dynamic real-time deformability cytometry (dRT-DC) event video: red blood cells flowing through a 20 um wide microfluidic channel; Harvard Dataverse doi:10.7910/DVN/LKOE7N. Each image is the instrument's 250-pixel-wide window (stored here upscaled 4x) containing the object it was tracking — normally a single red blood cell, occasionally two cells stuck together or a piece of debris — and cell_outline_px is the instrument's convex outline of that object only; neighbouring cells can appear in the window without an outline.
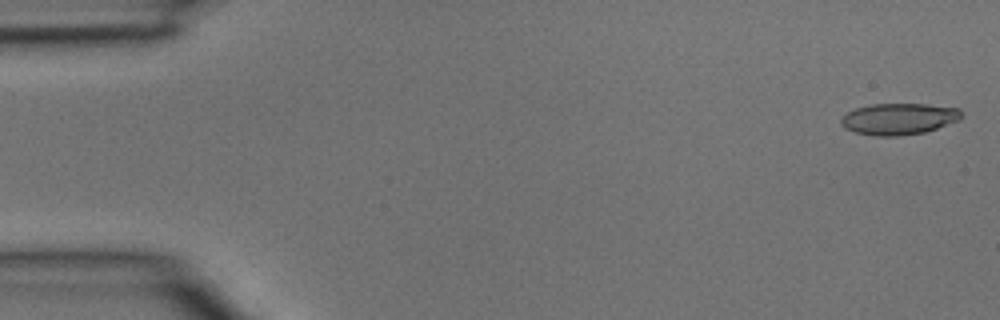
{"species": "common noctule bat (a hibernating species)", "species_latin": "Nyctalus noctula", "temperature_condition": "room temperature", "stored_images_in_passage": 3, "camera_frame_rate_fps": 3000, "um_per_image_px": 0.085, "animal": {"sex": "male", "body_mass_g": 15.6}, "frame": {"image": 1, "passage_image": 1, "time_ms": 0.0, "image_size_px": [1000, 320], "cell_outline_px": [[964, 116], [960, 120], [924, 132], [900, 136], [876, 136], [856, 132], [844, 128], [840, 124], [840, 120], [848, 112], [856, 108], [872, 104], [928, 104], [960, 108]], "centroid_in_image_um": [76.43, 10.1], "position_along_channel_um": 8.6, "area_um2": 22.14}}